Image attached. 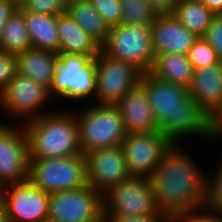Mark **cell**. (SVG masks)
Listing matches in <instances>:
<instances>
[{
    "label": "cell",
    "mask_w": 222,
    "mask_h": 222,
    "mask_svg": "<svg viewBox=\"0 0 222 222\" xmlns=\"http://www.w3.org/2000/svg\"><path fill=\"white\" fill-rule=\"evenodd\" d=\"M140 83L145 87L159 131L172 143L180 144L181 138L189 135L218 139L210 114L190 98L187 87L160 80L150 72L142 73Z\"/></svg>",
    "instance_id": "obj_1"
},
{
    "label": "cell",
    "mask_w": 222,
    "mask_h": 222,
    "mask_svg": "<svg viewBox=\"0 0 222 222\" xmlns=\"http://www.w3.org/2000/svg\"><path fill=\"white\" fill-rule=\"evenodd\" d=\"M182 149L181 144L172 143L150 178L156 206L170 219L178 213L205 207L207 200L208 176Z\"/></svg>",
    "instance_id": "obj_2"
},
{
    "label": "cell",
    "mask_w": 222,
    "mask_h": 222,
    "mask_svg": "<svg viewBox=\"0 0 222 222\" xmlns=\"http://www.w3.org/2000/svg\"><path fill=\"white\" fill-rule=\"evenodd\" d=\"M43 113L24 123L28 140V159L68 157L82 153L78 122L68 112Z\"/></svg>",
    "instance_id": "obj_3"
},
{
    "label": "cell",
    "mask_w": 222,
    "mask_h": 222,
    "mask_svg": "<svg viewBox=\"0 0 222 222\" xmlns=\"http://www.w3.org/2000/svg\"><path fill=\"white\" fill-rule=\"evenodd\" d=\"M75 115L79 145L84 155L95 149L122 145L127 133L116 105L92 104Z\"/></svg>",
    "instance_id": "obj_4"
},
{
    "label": "cell",
    "mask_w": 222,
    "mask_h": 222,
    "mask_svg": "<svg viewBox=\"0 0 222 222\" xmlns=\"http://www.w3.org/2000/svg\"><path fill=\"white\" fill-rule=\"evenodd\" d=\"M58 57L49 96L58 95L72 101L84 100L93 94L96 97L95 58L76 53L58 54Z\"/></svg>",
    "instance_id": "obj_5"
},
{
    "label": "cell",
    "mask_w": 222,
    "mask_h": 222,
    "mask_svg": "<svg viewBox=\"0 0 222 222\" xmlns=\"http://www.w3.org/2000/svg\"><path fill=\"white\" fill-rule=\"evenodd\" d=\"M28 179L48 194L83 187L88 184L85 155L29 159Z\"/></svg>",
    "instance_id": "obj_6"
},
{
    "label": "cell",
    "mask_w": 222,
    "mask_h": 222,
    "mask_svg": "<svg viewBox=\"0 0 222 222\" xmlns=\"http://www.w3.org/2000/svg\"><path fill=\"white\" fill-rule=\"evenodd\" d=\"M151 40V25L119 24L110 28L101 50L146 73L150 72L155 60Z\"/></svg>",
    "instance_id": "obj_7"
},
{
    "label": "cell",
    "mask_w": 222,
    "mask_h": 222,
    "mask_svg": "<svg viewBox=\"0 0 222 222\" xmlns=\"http://www.w3.org/2000/svg\"><path fill=\"white\" fill-rule=\"evenodd\" d=\"M164 214L156 206L150 178L131 177L103 195V216Z\"/></svg>",
    "instance_id": "obj_8"
},
{
    "label": "cell",
    "mask_w": 222,
    "mask_h": 222,
    "mask_svg": "<svg viewBox=\"0 0 222 222\" xmlns=\"http://www.w3.org/2000/svg\"><path fill=\"white\" fill-rule=\"evenodd\" d=\"M103 196L90 185L50 194L51 222H103Z\"/></svg>",
    "instance_id": "obj_9"
},
{
    "label": "cell",
    "mask_w": 222,
    "mask_h": 222,
    "mask_svg": "<svg viewBox=\"0 0 222 222\" xmlns=\"http://www.w3.org/2000/svg\"><path fill=\"white\" fill-rule=\"evenodd\" d=\"M97 104H117L140 82L142 72L132 64L112 58L102 50L95 56Z\"/></svg>",
    "instance_id": "obj_10"
},
{
    "label": "cell",
    "mask_w": 222,
    "mask_h": 222,
    "mask_svg": "<svg viewBox=\"0 0 222 222\" xmlns=\"http://www.w3.org/2000/svg\"><path fill=\"white\" fill-rule=\"evenodd\" d=\"M172 142L159 130L126 134L122 148L132 177L151 178Z\"/></svg>",
    "instance_id": "obj_11"
},
{
    "label": "cell",
    "mask_w": 222,
    "mask_h": 222,
    "mask_svg": "<svg viewBox=\"0 0 222 222\" xmlns=\"http://www.w3.org/2000/svg\"><path fill=\"white\" fill-rule=\"evenodd\" d=\"M5 201L6 222H45L50 194L29 179L0 188Z\"/></svg>",
    "instance_id": "obj_12"
},
{
    "label": "cell",
    "mask_w": 222,
    "mask_h": 222,
    "mask_svg": "<svg viewBox=\"0 0 222 222\" xmlns=\"http://www.w3.org/2000/svg\"><path fill=\"white\" fill-rule=\"evenodd\" d=\"M0 124V188L28 180V140L24 125Z\"/></svg>",
    "instance_id": "obj_13"
},
{
    "label": "cell",
    "mask_w": 222,
    "mask_h": 222,
    "mask_svg": "<svg viewBox=\"0 0 222 222\" xmlns=\"http://www.w3.org/2000/svg\"><path fill=\"white\" fill-rule=\"evenodd\" d=\"M87 183L102 196L112 187L130 179L122 145L87 152Z\"/></svg>",
    "instance_id": "obj_14"
},
{
    "label": "cell",
    "mask_w": 222,
    "mask_h": 222,
    "mask_svg": "<svg viewBox=\"0 0 222 222\" xmlns=\"http://www.w3.org/2000/svg\"><path fill=\"white\" fill-rule=\"evenodd\" d=\"M48 89L31 78L16 73L0 93V107L26 121L42 115L38 110L50 101Z\"/></svg>",
    "instance_id": "obj_15"
},
{
    "label": "cell",
    "mask_w": 222,
    "mask_h": 222,
    "mask_svg": "<svg viewBox=\"0 0 222 222\" xmlns=\"http://www.w3.org/2000/svg\"><path fill=\"white\" fill-rule=\"evenodd\" d=\"M198 38L181 24L173 14L156 15L151 25L152 49L155 56L162 54H185Z\"/></svg>",
    "instance_id": "obj_16"
},
{
    "label": "cell",
    "mask_w": 222,
    "mask_h": 222,
    "mask_svg": "<svg viewBox=\"0 0 222 222\" xmlns=\"http://www.w3.org/2000/svg\"><path fill=\"white\" fill-rule=\"evenodd\" d=\"M115 105L120 110L127 134L159 130L148 104L145 87L140 82L130 89Z\"/></svg>",
    "instance_id": "obj_17"
},
{
    "label": "cell",
    "mask_w": 222,
    "mask_h": 222,
    "mask_svg": "<svg viewBox=\"0 0 222 222\" xmlns=\"http://www.w3.org/2000/svg\"><path fill=\"white\" fill-rule=\"evenodd\" d=\"M188 93L211 114L222 100V61L213 66L193 69Z\"/></svg>",
    "instance_id": "obj_18"
},
{
    "label": "cell",
    "mask_w": 222,
    "mask_h": 222,
    "mask_svg": "<svg viewBox=\"0 0 222 222\" xmlns=\"http://www.w3.org/2000/svg\"><path fill=\"white\" fill-rule=\"evenodd\" d=\"M17 73L42 84L48 90L52 84L58 53L49 50L30 48L17 53Z\"/></svg>",
    "instance_id": "obj_19"
},
{
    "label": "cell",
    "mask_w": 222,
    "mask_h": 222,
    "mask_svg": "<svg viewBox=\"0 0 222 222\" xmlns=\"http://www.w3.org/2000/svg\"><path fill=\"white\" fill-rule=\"evenodd\" d=\"M59 54H84L95 58L101 46L67 13L58 15Z\"/></svg>",
    "instance_id": "obj_20"
},
{
    "label": "cell",
    "mask_w": 222,
    "mask_h": 222,
    "mask_svg": "<svg viewBox=\"0 0 222 222\" xmlns=\"http://www.w3.org/2000/svg\"><path fill=\"white\" fill-rule=\"evenodd\" d=\"M23 13L32 48L59 54L58 15Z\"/></svg>",
    "instance_id": "obj_21"
},
{
    "label": "cell",
    "mask_w": 222,
    "mask_h": 222,
    "mask_svg": "<svg viewBox=\"0 0 222 222\" xmlns=\"http://www.w3.org/2000/svg\"><path fill=\"white\" fill-rule=\"evenodd\" d=\"M150 73L156 78L189 87L193 68L185 54H162L155 56Z\"/></svg>",
    "instance_id": "obj_22"
},
{
    "label": "cell",
    "mask_w": 222,
    "mask_h": 222,
    "mask_svg": "<svg viewBox=\"0 0 222 222\" xmlns=\"http://www.w3.org/2000/svg\"><path fill=\"white\" fill-rule=\"evenodd\" d=\"M66 12L100 46L106 42L110 28L106 25L89 0L69 2Z\"/></svg>",
    "instance_id": "obj_23"
},
{
    "label": "cell",
    "mask_w": 222,
    "mask_h": 222,
    "mask_svg": "<svg viewBox=\"0 0 222 222\" xmlns=\"http://www.w3.org/2000/svg\"><path fill=\"white\" fill-rule=\"evenodd\" d=\"M173 16L196 36L202 37L212 22L214 13L200 0H179Z\"/></svg>",
    "instance_id": "obj_24"
},
{
    "label": "cell",
    "mask_w": 222,
    "mask_h": 222,
    "mask_svg": "<svg viewBox=\"0 0 222 222\" xmlns=\"http://www.w3.org/2000/svg\"><path fill=\"white\" fill-rule=\"evenodd\" d=\"M32 48L24 13L17 8L8 18L0 35V50L16 55Z\"/></svg>",
    "instance_id": "obj_25"
},
{
    "label": "cell",
    "mask_w": 222,
    "mask_h": 222,
    "mask_svg": "<svg viewBox=\"0 0 222 222\" xmlns=\"http://www.w3.org/2000/svg\"><path fill=\"white\" fill-rule=\"evenodd\" d=\"M122 6L120 24L152 25L156 13L147 0H120Z\"/></svg>",
    "instance_id": "obj_26"
},
{
    "label": "cell",
    "mask_w": 222,
    "mask_h": 222,
    "mask_svg": "<svg viewBox=\"0 0 222 222\" xmlns=\"http://www.w3.org/2000/svg\"><path fill=\"white\" fill-rule=\"evenodd\" d=\"M187 58L193 69L213 66L221 61L216 51L203 37H198L195 40L187 53Z\"/></svg>",
    "instance_id": "obj_27"
},
{
    "label": "cell",
    "mask_w": 222,
    "mask_h": 222,
    "mask_svg": "<svg viewBox=\"0 0 222 222\" xmlns=\"http://www.w3.org/2000/svg\"><path fill=\"white\" fill-rule=\"evenodd\" d=\"M22 12L59 15L67 10L66 0H26L20 7Z\"/></svg>",
    "instance_id": "obj_28"
},
{
    "label": "cell",
    "mask_w": 222,
    "mask_h": 222,
    "mask_svg": "<svg viewBox=\"0 0 222 222\" xmlns=\"http://www.w3.org/2000/svg\"><path fill=\"white\" fill-rule=\"evenodd\" d=\"M106 25L111 28L120 24L122 6L120 0H89Z\"/></svg>",
    "instance_id": "obj_29"
},
{
    "label": "cell",
    "mask_w": 222,
    "mask_h": 222,
    "mask_svg": "<svg viewBox=\"0 0 222 222\" xmlns=\"http://www.w3.org/2000/svg\"><path fill=\"white\" fill-rule=\"evenodd\" d=\"M217 169V173L213 174L212 178H207V200L205 206L222 212V159Z\"/></svg>",
    "instance_id": "obj_30"
},
{
    "label": "cell",
    "mask_w": 222,
    "mask_h": 222,
    "mask_svg": "<svg viewBox=\"0 0 222 222\" xmlns=\"http://www.w3.org/2000/svg\"><path fill=\"white\" fill-rule=\"evenodd\" d=\"M202 210L203 212H201ZM204 210L206 211V214L204 213L205 212ZM180 221L181 222H222V212L212 210L205 206L195 210L178 213L171 218V222H180Z\"/></svg>",
    "instance_id": "obj_31"
},
{
    "label": "cell",
    "mask_w": 222,
    "mask_h": 222,
    "mask_svg": "<svg viewBox=\"0 0 222 222\" xmlns=\"http://www.w3.org/2000/svg\"><path fill=\"white\" fill-rule=\"evenodd\" d=\"M222 61V13L214 14L212 22L202 36Z\"/></svg>",
    "instance_id": "obj_32"
},
{
    "label": "cell",
    "mask_w": 222,
    "mask_h": 222,
    "mask_svg": "<svg viewBox=\"0 0 222 222\" xmlns=\"http://www.w3.org/2000/svg\"><path fill=\"white\" fill-rule=\"evenodd\" d=\"M16 73L15 55L0 50V93Z\"/></svg>",
    "instance_id": "obj_33"
},
{
    "label": "cell",
    "mask_w": 222,
    "mask_h": 222,
    "mask_svg": "<svg viewBox=\"0 0 222 222\" xmlns=\"http://www.w3.org/2000/svg\"><path fill=\"white\" fill-rule=\"evenodd\" d=\"M103 222H171L165 214H149L144 216H104Z\"/></svg>",
    "instance_id": "obj_34"
},
{
    "label": "cell",
    "mask_w": 222,
    "mask_h": 222,
    "mask_svg": "<svg viewBox=\"0 0 222 222\" xmlns=\"http://www.w3.org/2000/svg\"><path fill=\"white\" fill-rule=\"evenodd\" d=\"M179 0H147L156 15L173 14Z\"/></svg>",
    "instance_id": "obj_35"
},
{
    "label": "cell",
    "mask_w": 222,
    "mask_h": 222,
    "mask_svg": "<svg viewBox=\"0 0 222 222\" xmlns=\"http://www.w3.org/2000/svg\"><path fill=\"white\" fill-rule=\"evenodd\" d=\"M18 7L7 0H0V35L8 18L15 12Z\"/></svg>",
    "instance_id": "obj_36"
},
{
    "label": "cell",
    "mask_w": 222,
    "mask_h": 222,
    "mask_svg": "<svg viewBox=\"0 0 222 222\" xmlns=\"http://www.w3.org/2000/svg\"><path fill=\"white\" fill-rule=\"evenodd\" d=\"M210 124L215 135L218 138L222 137V100L217 108L210 114Z\"/></svg>",
    "instance_id": "obj_37"
},
{
    "label": "cell",
    "mask_w": 222,
    "mask_h": 222,
    "mask_svg": "<svg viewBox=\"0 0 222 222\" xmlns=\"http://www.w3.org/2000/svg\"><path fill=\"white\" fill-rule=\"evenodd\" d=\"M214 14L222 13V0H200Z\"/></svg>",
    "instance_id": "obj_38"
},
{
    "label": "cell",
    "mask_w": 222,
    "mask_h": 222,
    "mask_svg": "<svg viewBox=\"0 0 222 222\" xmlns=\"http://www.w3.org/2000/svg\"><path fill=\"white\" fill-rule=\"evenodd\" d=\"M0 222H6L5 201L1 189H0Z\"/></svg>",
    "instance_id": "obj_39"
},
{
    "label": "cell",
    "mask_w": 222,
    "mask_h": 222,
    "mask_svg": "<svg viewBox=\"0 0 222 222\" xmlns=\"http://www.w3.org/2000/svg\"><path fill=\"white\" fill-rule=\"evenodd\" d=\"M14 3L17 7H20L26 0H7Z\"/></svg>",
    "instance_id": "obj_40"
},
{
    "label": "cell",
    "mask_w": 222,
    "mask_h": 222,
    "mask_svg": "<svg viewBox=\"0 0 222 222\" xmlns=\"http://www.w3.org/2000/svg\"><path fill=\"white\" fill-rule=\"evenodd\" d=\"M72 1H77V0H66V3L68 4L69 2H72Z\"/></svg>",
    "instance_id": "obj_41"
}]
</instances>
